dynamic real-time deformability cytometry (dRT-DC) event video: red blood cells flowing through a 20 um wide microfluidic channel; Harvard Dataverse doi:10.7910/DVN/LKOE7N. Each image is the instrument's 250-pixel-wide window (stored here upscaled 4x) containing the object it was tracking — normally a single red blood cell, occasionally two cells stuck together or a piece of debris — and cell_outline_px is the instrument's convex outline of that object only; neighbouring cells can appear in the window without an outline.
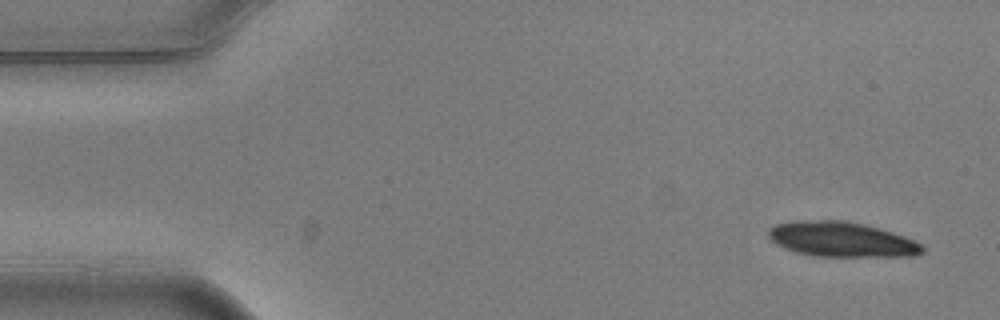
{"species": "common noctule bat (a hibernating species)", "species_latin": "Nyctalus noctula", "temperature_condition": "warm", "stored_images_in_passage": 9, "camera_frame_rate_fps": 3000, "um_per_image_px": 0.085, "animal": {"sex": "male", "body_mass_g": 20.5, "forearm_length_mm": 52.5}, "frame": {"image": 1, "passage_image": 1, "time_ms": 0.0, "image_size_px": [1000, 320], "cell_outline_px": [[924, 252], [916, 256], [812, 256], [796, 252], [784, 248], [776, 244], [768, 236], [768, 228], [776, 224], [796, 220], [844, 220], [864, 224], [892, 232], [904, 236], [920, 244], [924, 248]], "centroid_in_image_um": [71.5, 20.34], "position_along_channel_um": 13.5, "area_um2": 31.39}}
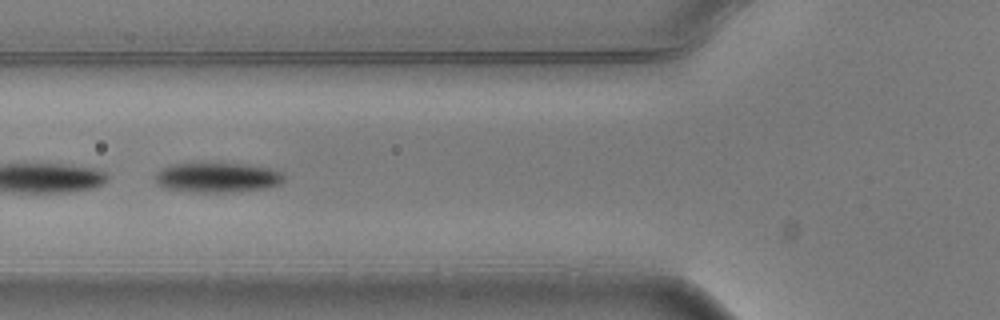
{"frame": {"image": 2, "passage_image": 5, "time_ms": 1.333, "image_size_px": [1000, 320], "cell_outline_px": [[284, 180], [280, 184], [264, 188], [232, 192], [200, 192], [164, 188], [156, 184], [156, 172], [172, 164], [240, 164], [268, 168], [280, 172], [284, 176]], "centroid_in_image_um": [18.46, 15.1], "position_along_channel_um": 107.3, "area_um2": 21.91}}
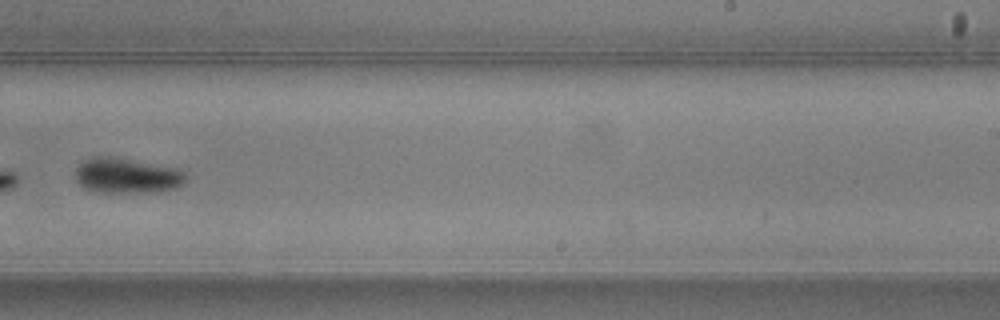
{"frame": {"image": 3, "passage_image": 9, "time_ms": 2.667, "image_size_px": [1000, 320], "cell_outline_px": [[184, 184], [176, 188], [156, 192], [100, 192], [84, 188], [76, 180], [76, 168], [84, 160], [92, 156], [112, 156], [180, 168], [184, 172]], "centroid_in_image_um": [10.79, 14.92], "position_along_channel_um": 278.2, "area_um2": 22.83}}